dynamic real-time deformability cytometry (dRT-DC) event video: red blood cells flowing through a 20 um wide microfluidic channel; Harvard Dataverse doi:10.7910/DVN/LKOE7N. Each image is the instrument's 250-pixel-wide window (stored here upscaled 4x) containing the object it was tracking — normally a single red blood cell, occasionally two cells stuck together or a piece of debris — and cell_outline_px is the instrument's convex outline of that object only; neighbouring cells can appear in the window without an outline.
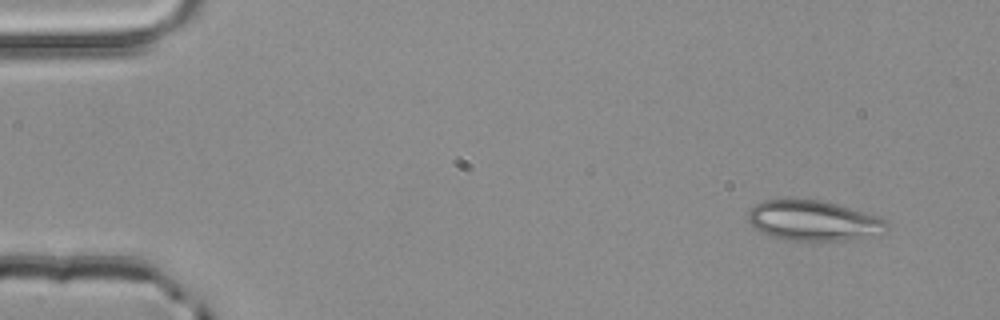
{"species": "common noctule bat (a hibernating species)", "species_latin": "Nyctalus noctula", "temperature_condition": "room temperature", "stored_images_in_passage": 3, "camera_frame_rate_fps": 3000, "um_per_image_px": 0.085, "animal": {"sex": "male", "body_mass_g": 20.4}, "frame": {"image": 1, "passage_image": 1, "time_ms": 0.0, "image_size_px": [1000, 320], "cell_outline_px": [[888, 232], [836, 240], [792, 240], [772, 236], [756, 228], [748, 220], [748, 212], [756, 204], [764, 200], [820, 200], [836, 204], [876, 216], [888, 220]], "centroid_in_image_um": [69.15, 18.74], "position_along_channel_um": 15.9, "area_um2": 31.56}}